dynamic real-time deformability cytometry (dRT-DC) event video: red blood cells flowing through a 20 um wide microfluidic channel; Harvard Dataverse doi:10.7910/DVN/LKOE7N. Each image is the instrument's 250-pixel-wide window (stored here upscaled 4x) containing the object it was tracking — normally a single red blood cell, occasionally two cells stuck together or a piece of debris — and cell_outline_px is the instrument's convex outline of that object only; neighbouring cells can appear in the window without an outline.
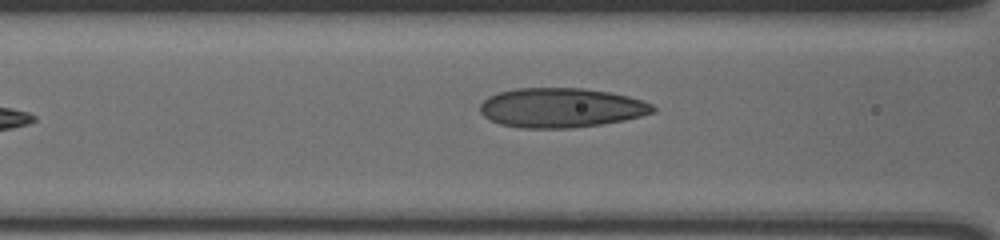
{"species": "human", "species_latin": "Homo sapiens", "temperature_condition": "cold", "stored_images_in_passage": 6, "camera_frame_rate_fps": 3000, "um_per_image_px": 0.085, "donor": {"sex": "male"}, "frame": {"image": 1, "passage_image": 4, "time_ms": 1.0, "image_size_px": [1000, 240], "cell_outline_px": [[656, 112], [624, 120], [600, 124], [572, 128], [524, 128], [500, 124], [484, 116], [480, 112], [480, 104], [488, 96], [500, 92], [516, 88], [584, 88], [608, 92], [628, 96], [652, 104], [656, 108]], "centroid_in_image_um": [47.69, 9.16], "position_along_channel_um": 118.9, "area_um2": 39.71}}